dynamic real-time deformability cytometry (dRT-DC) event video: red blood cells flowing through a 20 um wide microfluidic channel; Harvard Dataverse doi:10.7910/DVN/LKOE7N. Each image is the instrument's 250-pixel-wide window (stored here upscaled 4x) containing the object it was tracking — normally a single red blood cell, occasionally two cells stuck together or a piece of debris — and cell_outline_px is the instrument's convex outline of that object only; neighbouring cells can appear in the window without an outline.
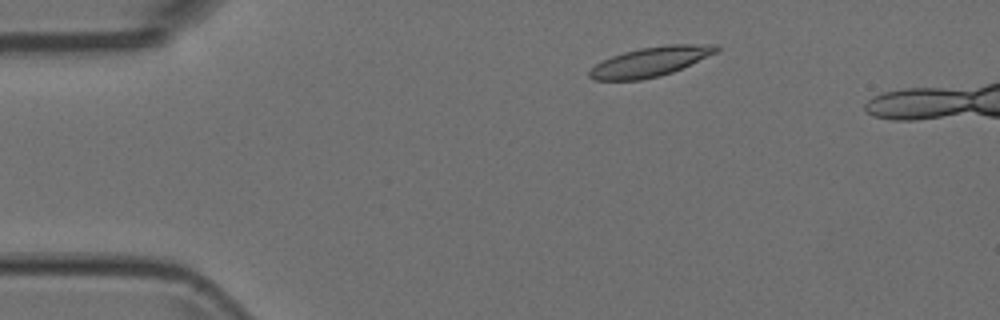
{"species": "Egyptian fruit bat (a non-hibernating species)", "species_latin": "Rousettus aegyptiacus", "temperature_condition": "room temperature", "stored_images_in_passage": 5, "camera_frame_rate_fps": 3000, "um_per_image_px": 0.085, "animal": {"sex": "female"}, "frame": {"image": 1, "passage_image": 2, "time_ms": 0.333, "image_size_px": [1000, 320], "cell_outline_px": [[720, 48], [716, 52], [672, 72], [660, 76], [640, 80], [592, 80], [588, 76], [588, 72], [596, 64], [612, 56], [624, 52], [640, 48], [668, 44], [720, 44]], "centroid_in_image_um": [55.27, 5.24], "position_along_channel_um": 29.7, "area_um2": 21.68}}
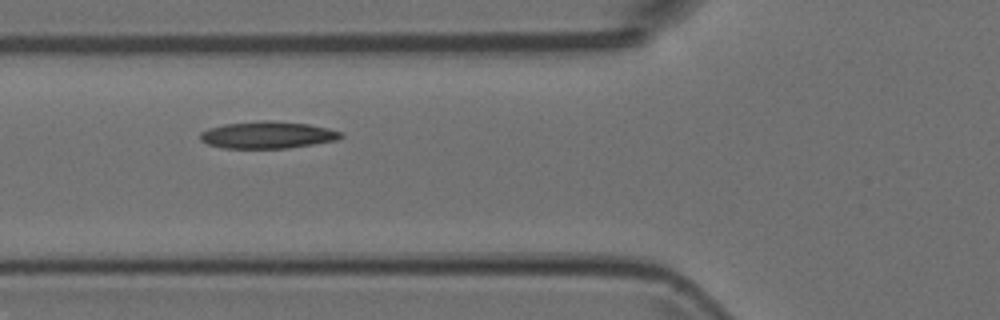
{"frame": {"image": 2, "passage_image": 5, "time_ms": 1.333, "image_size_px": [1000, 320], "cell_outline_px": [[344, 136], [336, 140], [288, 148], [224, 148], [208, 144], [200, 140], [200, 132], [208, 128], [224, 124], [264, 120], [272, 120], [308, 124], [328, 128], [344, 132]], "centroid_in_image_um": [22.75, 11.46], "position_along_channel_um": 103.1, "area_um2": 22.2}}